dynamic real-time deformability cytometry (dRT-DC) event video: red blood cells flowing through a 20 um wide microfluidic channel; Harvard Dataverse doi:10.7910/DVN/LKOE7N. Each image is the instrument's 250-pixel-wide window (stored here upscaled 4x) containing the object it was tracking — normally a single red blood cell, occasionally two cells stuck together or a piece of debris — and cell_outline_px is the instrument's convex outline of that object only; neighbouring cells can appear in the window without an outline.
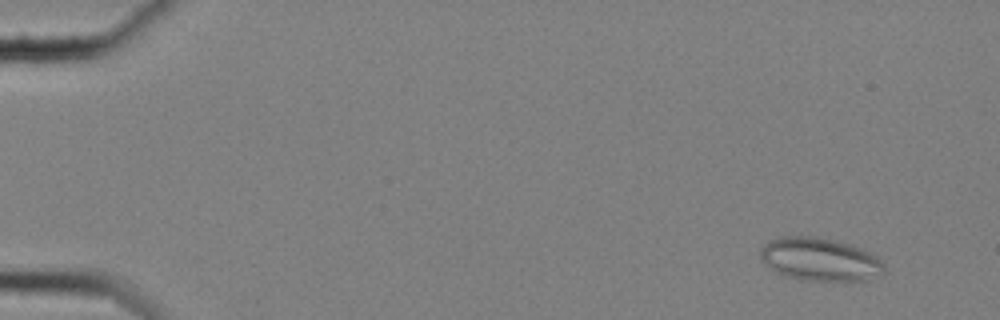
{"species": "common noctule bat (a hibernating species)", "species_latin": "Nyctalus noctula", "temperature_condition": "cold", "stored_images_in_passage": 59, "camera_frame_rate_fps": 3000, "um_per_image_px": 0.085, "animal": {"sex": "female", "body_mass_g": 25.1}, "frame": {"image": 1, "passage_image": 5, "time_ms": 1.333, "image_size_px": [1000, 320], "cell_outline_px": [[884, 272], [868, 280], [800, 280], [784, 276], [776, 272], [760, 256], [760, 248], [764, 244], [780, 236], [816, 236], [836, 240], [860, 248], [876, 256], [884, 264]], "centroid_in_image_um": [69.68, 22.04], "position_along_channel_um": 15.3, "area_um2": 30.87}}
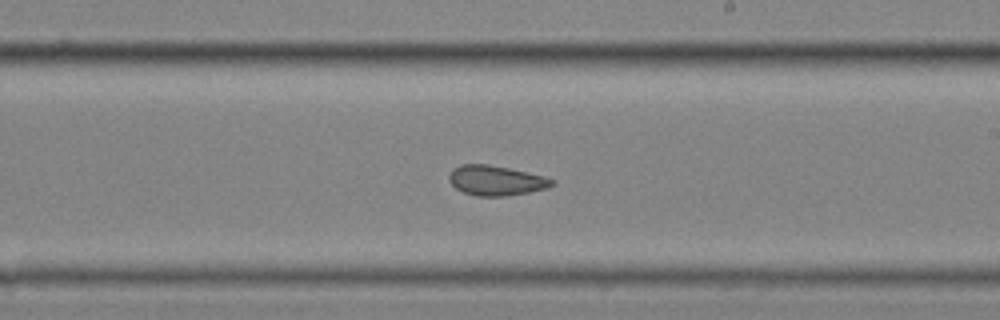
{"frame": {"image": 2, "passage_image": 36, "time_ms": 11.667, "image_size_px": [1000, 320], "cell_outline_px": [[556, 184], [548, 188], [528, 192], [504, 196], [476, 196], [464, 192], [456, 188], [448, 180], [448, 176], [452, 168], [460, 164], [488, 164], [508, 168], [544, 176], [556, 180]], "centroid_in_image_um": [42.16, 15.33], "position_along_channel_um": 246.8, "area_um2": 18.03}}
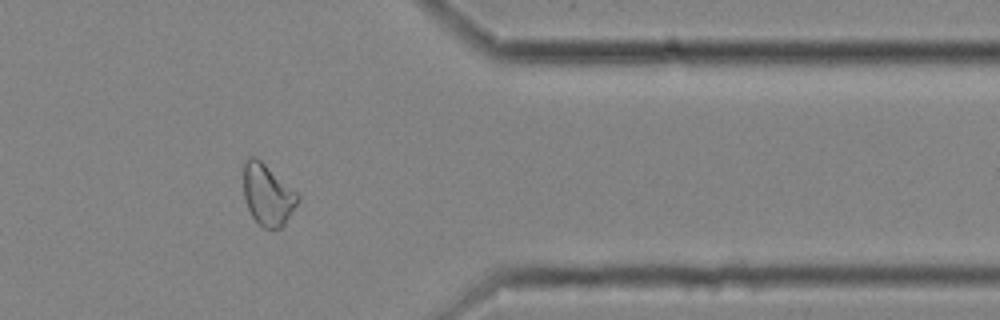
{"frame": {"image": 3, "passage_image": 49, "time_ms": 16.0, "image_size_px": [1000, 320], "cell_outline_px": [[300, 200], [284, 224], [280, 228], [264, 228], [252, 216], [244, 200], [244, 164], [248, 156], [256, 156], [296, 192], [300, 196]], "centroid_in_image_um": [22.74, 16.54], "position_along_channel_um": 388.7, "area_um2": 19.13}, "authors_computed_cell_mechanics": {"area_um2": 20.4034, "velocity_mm_per_s": 3.5218, "shape_relaxation_time_tau1_ms": null, "shape_relaxation_time_tau2_ms": 1.6173, "deformation_change_tau1": null, "deformation_change_tau2": 0.0735}}